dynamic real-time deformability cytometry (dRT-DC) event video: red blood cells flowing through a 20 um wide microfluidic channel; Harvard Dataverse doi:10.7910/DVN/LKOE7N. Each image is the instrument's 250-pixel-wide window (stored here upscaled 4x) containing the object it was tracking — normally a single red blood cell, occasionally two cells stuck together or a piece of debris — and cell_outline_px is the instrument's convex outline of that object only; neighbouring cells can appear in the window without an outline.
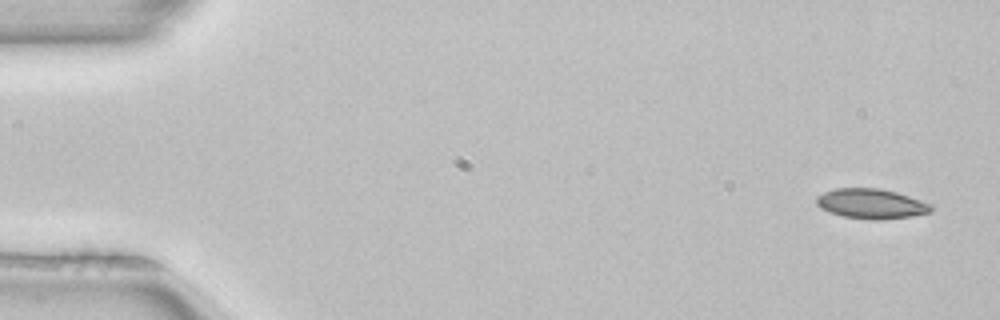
{"species": "common noctule bat (a hibernating species)", "species_latin": "Nyctalus noctula", "temperature_condition": "room temperature", "stored_images_in_passage": 6, "camera_frame_rate_fps": 3000, "um_per_image_px": 0.085, "animal": {"sex": "female", "body_mass_g": 22.7, "forearm_length_mm": 54.2}, "frame": {"image": 1, "passage_image": 1, "time_ms": 0.0, "image_size_px": [1000, 320], "cell_outline_px": [[936, 208], [932, 212], [912, 216], [880, 220], [876, 220], [844, 216], [820, 208], [816, 204], [816, 196], [824, 192], [836, 188], [880, 188], [896, 192], [932, 204]], "centroid_in_image_um": [74.09, 17.31], "position_along_channel_um": 10.9, "area_um2": 20.0}}
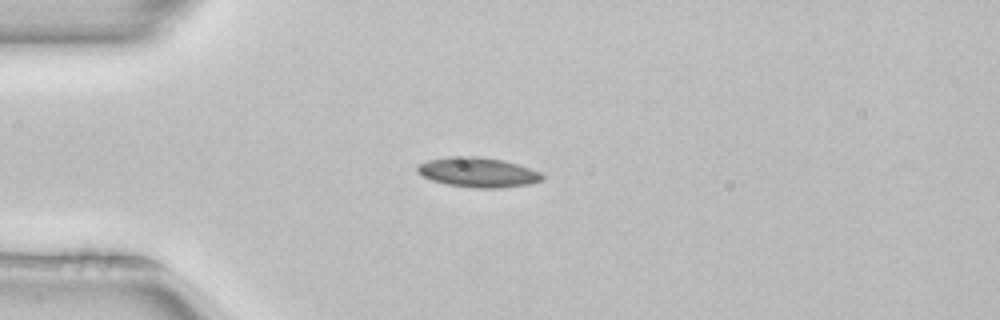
{"frame": {"image": 2, "passage_image": 4, "time_ms": 1.0, "image_size_px": [1000, 320], "cell_outline_px": [[544, 180], [528, 184], [500, 188], [472, 188], [444, 184], [432, 180], [416, 172], [416, 164], [428, 160], [448, 156], [476, 156], [504, 160], [540, 172], [544, 176]], "centroid_in_image_um": [40.58, 14.65], "position_along_channel_um": 44.4, "area_um2": 21.85}}